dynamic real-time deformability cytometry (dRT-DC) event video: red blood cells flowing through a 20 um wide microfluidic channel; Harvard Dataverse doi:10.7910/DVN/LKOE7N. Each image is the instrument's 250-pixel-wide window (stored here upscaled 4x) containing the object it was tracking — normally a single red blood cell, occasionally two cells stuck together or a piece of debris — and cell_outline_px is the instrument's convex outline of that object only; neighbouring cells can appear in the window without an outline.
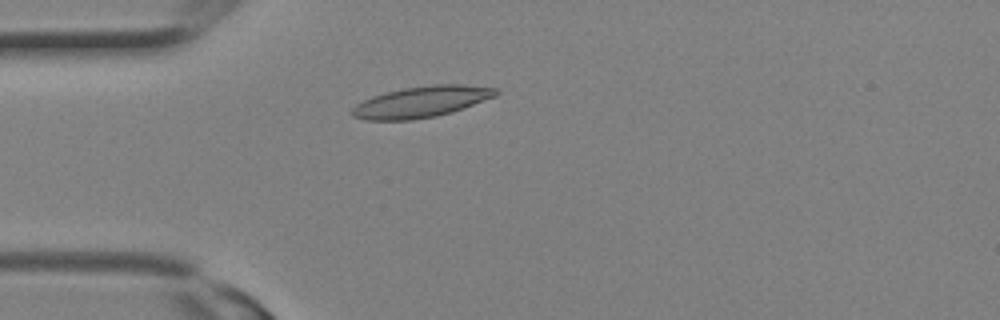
{"species": "Egyptian fruit bat (a non-hibernating species)", "species_latin": "Rousettus aegyptiacus", "temperature_condition": "room temperature", "stored_images_in_passage": 12, "camera_frame_rate_fps": 3000, "um_per_image_px": 0.085, "animal": {"sex": "female"}, "frame": {"image": 1, "passage_image": 4, "time_ms": 1.0, "image_size_px": [1000, 320], "cell_outline_px": [[500, 92], [496, 96], [452, 112], [436, 116], [412, 120], [364, 120], [352, 116], [352, 108], [356, 104], [372, 96], [404, 88], [432, 84], [464, 84], [496, 88]], "centroid_in_image_um": [35.83, 8.65], "position_along_channel_um": 49.2, "area_um2": 26.07}}
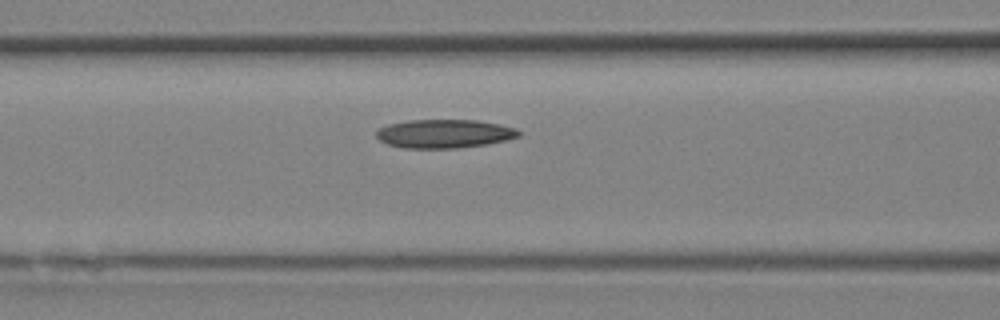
{"frame": {"image": 2, "passage_image": 8, "time_ms": 2.333, "image_size_px": [1000, 320], "cell_outline_px": [[520, 136], [488, 144], [456, 148], [404, 148], [388, 144], [380, 140], [376, 136], [376, 132], [380, 128], [388, 124], [408, 120], [476, 120], [500, 124], [516, 128], [520, 132]], "centroid_in_image_um": [37.77, 11.36], "position_along_channel_um": 128.8, "area_um2": 23.7}}
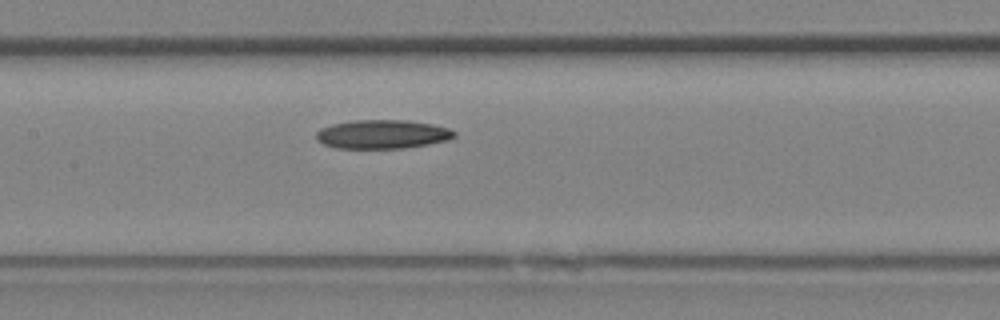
{"frame": {"image": 3, "passage_image": 10, "time_ms": 3.0, "image_size_px": [1000, 320], "cell_outline_px": [[456, 136], [448, 140], [428, 144], [404, 148], [336, 148], [324, 144], [316, 140], [316, 132], [320, 128], [332, 124], [356, 120], [408, 120], [432, 124], [448, 128], [456, 132]], "centroid_in_image_um": [32.5, 11.41], "position_along_channel_um": 174.9, "area_um2": 23.24}}